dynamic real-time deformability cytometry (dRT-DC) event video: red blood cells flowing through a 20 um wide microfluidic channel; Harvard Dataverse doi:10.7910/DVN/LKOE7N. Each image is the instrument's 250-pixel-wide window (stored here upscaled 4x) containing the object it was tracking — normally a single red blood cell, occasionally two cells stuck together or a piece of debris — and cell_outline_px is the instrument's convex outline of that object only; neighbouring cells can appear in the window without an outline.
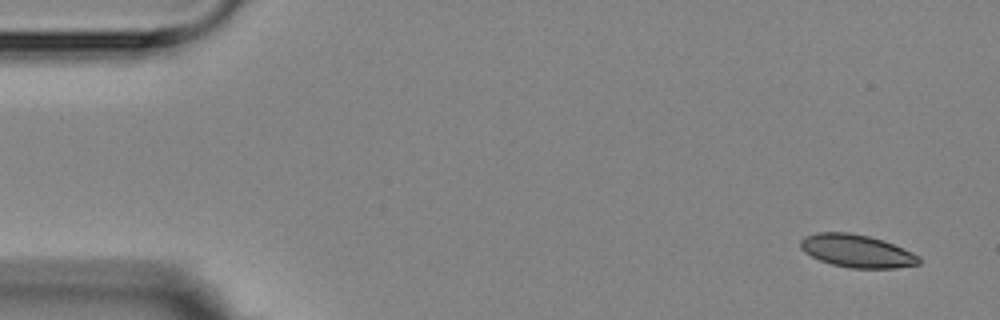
{"species": "Egyptian fruit bat (a non-hibernating species)", "species_latin": "Rousettus aegyptiacus", "temperature_condition": "room temperature", "stored_images_in_passage": 2, "camera_frame_rate_fps": 3000, "um_per_image_px": 0.085, "animal": {"sex": "female"}, "frame": {"image": 1, "passage_image": 2, "time_ms": 1.333, "image_size_px": [1000, 320], "cell_outline_px": [[920, 264], [896, 268], [848, 268], [832, 264], [820, 260], [804, 252], [800, 248], [800, 240], [804, 236], [816, 232], [848, 232], [868, 236], [884, 240], [912, 252], [920, 256]], "centroid_in_image_um": [72.82, 21.33], "position_along_channel_um": 12.2, "area_um2": 22.77}}